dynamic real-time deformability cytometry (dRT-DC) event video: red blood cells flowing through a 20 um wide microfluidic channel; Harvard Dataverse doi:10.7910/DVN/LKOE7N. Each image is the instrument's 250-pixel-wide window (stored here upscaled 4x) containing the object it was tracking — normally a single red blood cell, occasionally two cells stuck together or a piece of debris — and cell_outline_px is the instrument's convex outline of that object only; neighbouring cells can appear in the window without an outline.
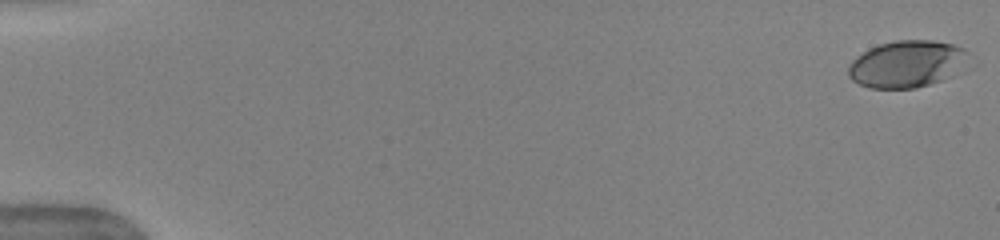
{"species": "human", "species_latin": "Homo sapiens", "temperature_condition": "warm", "stored_images_in_passage": 52, "camera_frame_rate_fps": 3000, "um_per_image_px": 0.085, "donor": {"sex": "female"}, "frame": {"image": 1, "passage_image": 1, "time_ms": 0.0, "image_size_px": [1000, 240], "cell_outline_px": [[968, 52], [940, 80], [916, 88], [872, 88], [860, 84], [852, 80], [848, 76], [848, 64], [856, 56], [868, 48], [880, 44], [896, 40], [932, 40], [952, 44], [964, 48]], "centroid_in_image_um": [76.89, 5.42], "position_along_channel_um": 8.1, "area_um2": 31.62}}
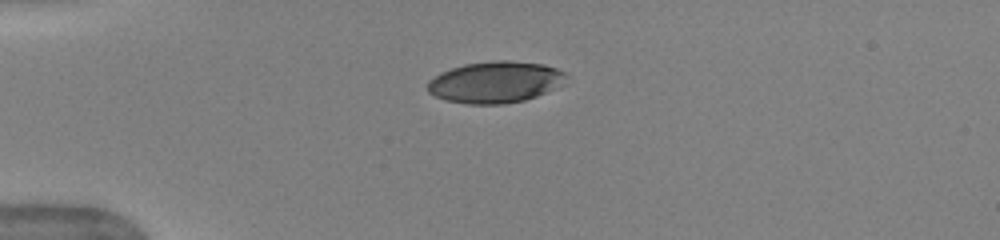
{"frame": {"image": 2, "passage_image": 14, "time_ms": 4.333, "image_size_px": [1000, 240], "cell_outline_px": [[568, 76], [564, 84], [536, 96], [524, 100], [504, 104], [468, 104], [444, 100], [428, 92], [428, 80], [440, 72], [464, 64], [492, 60], [508, 60], [544, 64], [556, 68], [564, 72]], "centroid_in_image_um": [42.1, 6.97], "position_along_channel_um": 42.9, "area_um2": 33.7}}
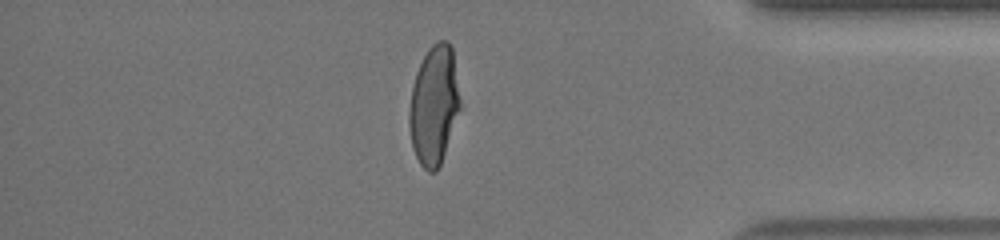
{"frame": {"image": 3, "passage_image": 45, "time_ms": 14.667, "image_size_px": [1000, 240], "cell_outline_px": [[460, 108], [440, 164], [436, 172], [428, 172], [420, 164], [412, 148], [408, 124], [408, 112], [412, 88], [416, 72], [428, 48], [432, 44], [440, 40], [448, 40], [452, 48], [460, 100]], "centroid_in_image_um": [36.86, 8.94], "position_along_channel_um": 398.3, "area_um2": 35.08}, "authors_computed_cell_mechanics": {"area_um2": 35.6626, "velocity_mm_per_s": 3.9795, "shape_relaxation_time_tau1_ms": 5.2556, "shape_relaxation_time_tau2_ms": null, "deformation_change_tau1": 0.2195, "deformation_change_tau2": null}}